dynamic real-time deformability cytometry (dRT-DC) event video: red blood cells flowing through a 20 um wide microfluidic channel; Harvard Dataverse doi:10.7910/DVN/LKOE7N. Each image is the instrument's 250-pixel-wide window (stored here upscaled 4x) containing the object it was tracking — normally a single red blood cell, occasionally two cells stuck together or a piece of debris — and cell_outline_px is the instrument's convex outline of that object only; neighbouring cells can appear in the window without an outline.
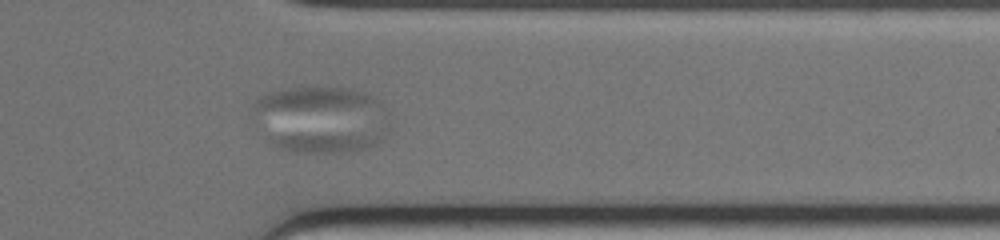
{"species": "common noctule bat (a hibernating species)", "species_latin": "Nyctalus noctula", "temperature_condition": "warm", "stored_images_in_passage": 39, "camera_frame_rate_fps": 3000, "um_per_image_px": 0.085, "animal": {"sex": "female", "body_mass_g": 19.0, "forearm_length_mm": 51.5}, "frame": {"image": 1, "passage_image": 32, "time_ms": 10.333, "image_size_px": [1000, 240], "cell_outline_px": [[380, 140], [376, 144], [352, 152], [296, 152], [272, 144], [272, 136], [380, 132]], "centroid_in_image_um": [27.82, 12.08], "position_along_channel_um": 383.6, "area_um2": 12.37}}